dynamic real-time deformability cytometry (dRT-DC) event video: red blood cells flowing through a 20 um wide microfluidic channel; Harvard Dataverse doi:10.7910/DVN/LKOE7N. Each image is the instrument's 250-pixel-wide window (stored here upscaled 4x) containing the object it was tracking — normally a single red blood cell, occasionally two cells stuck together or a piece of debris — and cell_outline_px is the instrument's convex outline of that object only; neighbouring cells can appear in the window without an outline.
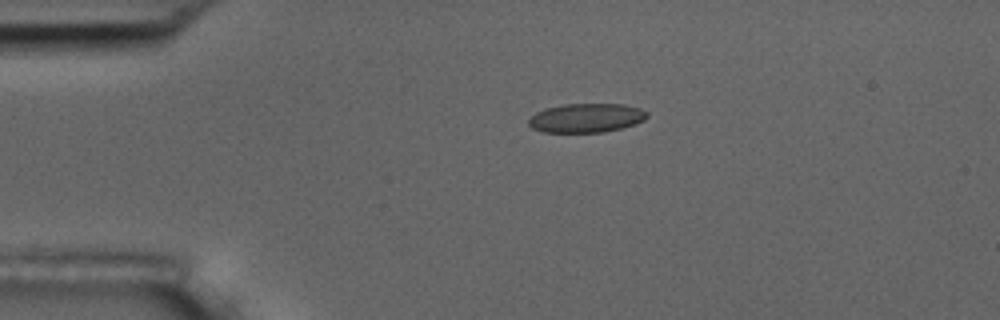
{"species": "common noctule bat (a hibernating species)", "species_latin": "Nyctalus noctula", "temperature_condition": "room temperature", "stored_images_in_passage": 45, "camera_frame_rate_fps": 3000, "um_per_image_px": 0.085, "animal": {"sex": "male", "body_mass_g": 17.5, "forearm_length_mm": 52.3}, "frame": {"image": 1, "passage_image": 1, "time_ms": 0.0, "image_size_px": [1000, 320], "cell_outline_px": [[648, 116], [644, 120], [636, 124], [604, 132], [544, 132], [532, 128], [528, 124], [528, 120], [536, 112], [544, 108], [564, 104], [624, 104], [640, 108], [648, 112]], "centroid_in_image_um": [49.84, 10.02], "position_along_channel_um": 35.2, "area_um2": 20.11}}
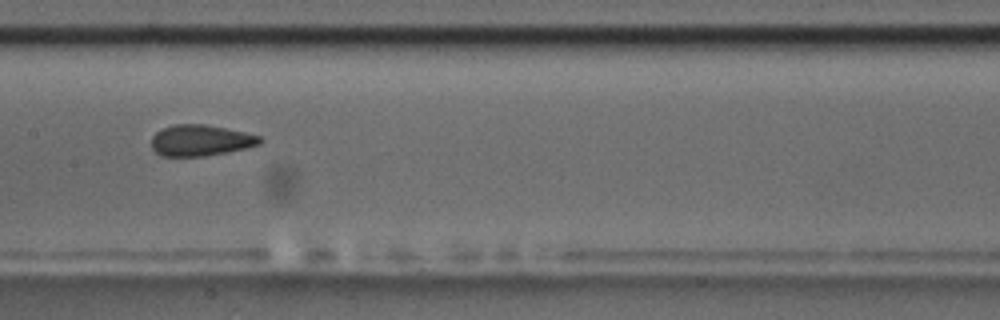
{"frame": {"image": 2, "passage_image": 17, "time_ms": 5.333, "image_size_px": [1000, 320], "cell_outline_px": [[264, 140], [260, 144], [248, 148], [228, 152], [204, 156], [160, 156], [152, 148], [152, 136], [156, 132], [164, 128], [176, 124], [204, 124], [244, 132], [260, 136]], "centroid_in_image_um": [17.07, 11.94], "position_along_channel_um": 190.3, "area_um2": 19.65}}
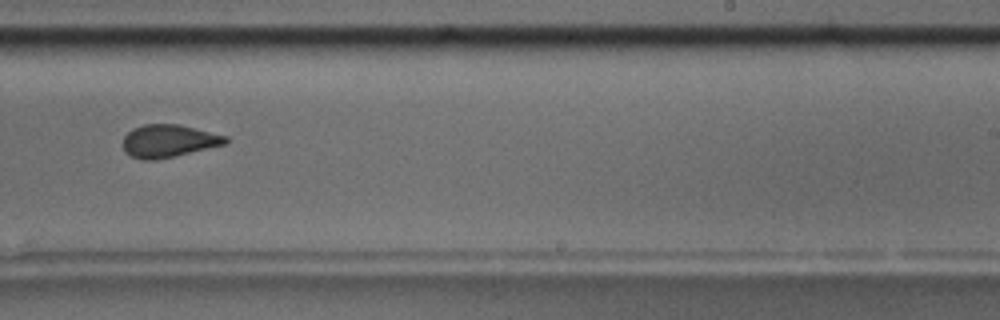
{"frame": {"image": 3, "passage_image": 24, "time_ms": 7.667, "image_size_px": [1000, 320], "cell_outline_px": [[228, 144], [176, 156], [156, 160], [144, 160], [132, 156], [124, 152], [120, 144], [124, 136], [132, 128], [144, 124], [180, 124], [228, 136]], "centroid_in_image_um": [14.33, 11.98], "position_along_channel_um": 274.7, "area_um2": 20.0}, "authors_computed_cell_mechanics": {"area_um2": 20.1722, "velocity_mm_per_s": 3.6225, "shape_relaxation_time_tau1_ms": 8.379, "shape_relaxation_time_tau2_ms": 1.4534, "deformation_change_tau1": 0.1643, "deformation_change_tau2": 0.0593}}